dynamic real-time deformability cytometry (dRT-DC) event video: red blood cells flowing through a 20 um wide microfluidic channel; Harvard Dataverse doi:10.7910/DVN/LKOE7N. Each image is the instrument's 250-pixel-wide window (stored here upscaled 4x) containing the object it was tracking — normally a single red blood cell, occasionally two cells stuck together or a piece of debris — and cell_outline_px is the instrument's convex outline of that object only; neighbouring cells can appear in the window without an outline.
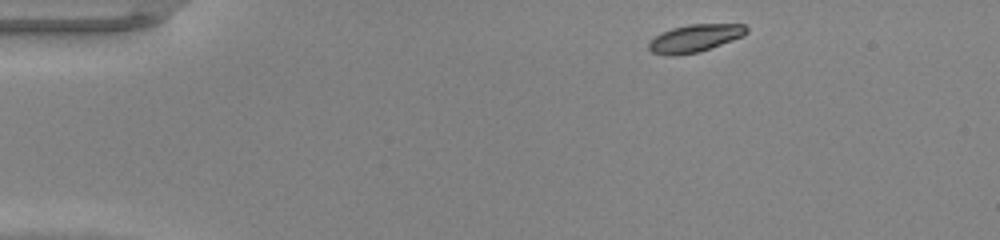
{"species": "common noctule bat (a hibernating species)", "species_latin": "Nyctalus noctula", "temperature_condition": "warm", "stored_images_in_passage": 42, "camera_frame_rate_fps": 3000, "um_per_image_px": 0.085, "animal": {"sex": "male", "body_mass_g": 20.0, "forearm_length_mm": 53.3}, "frame": {"image": 1, "passage_image": 1, "time_ms": 0.0, "image_size_px": [1000, 240], "cell_outline_px": [[748, 32], [744, 36], [696, 52], [672, 56], [652, 52], [648, 48], [648, 44], [656, 36], [672, 28], [688, 24], [744, 24], [748, 28]], "centroid_in_image_um": [59.09, 3.23], "position_along_channel_um": 25.9, "area_um2": 15.37}}
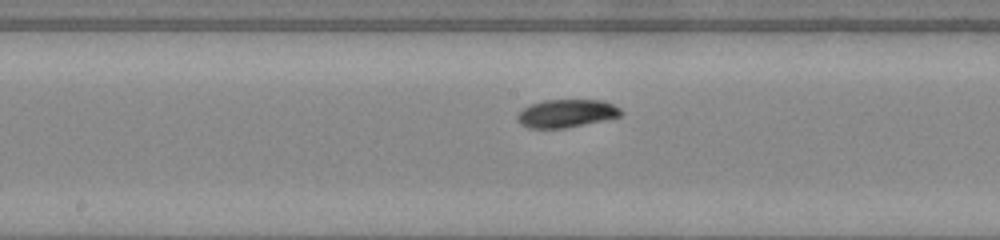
{"frame": {"image": 2, "passage_image": 19, "time_ms": 6.0, "image_size_px": [1000, 240], "cell_outline_px": [[624, 112], [620, 116], [604, 120], [564, 128], [528, 128], [520, 124], [516, 120], [516, 116], [524, 108], [532, 104], [544, 100], [604, 100], [620, 108]], "centroid_in_image_um": [48.15, 9.64], "position_along_channel_um": 200.1, "area_um2": 16.88}}
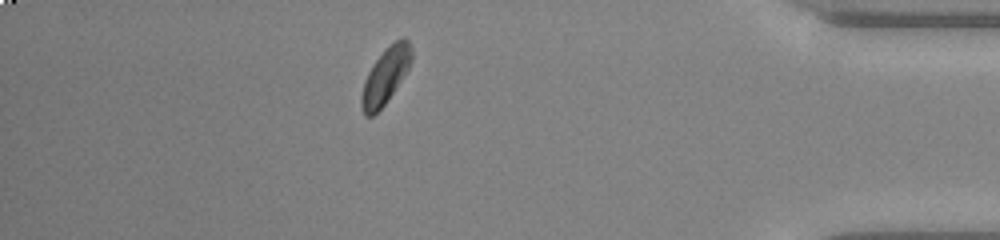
{"frame": {"image": 3, "passage_image": 36, "time_ms": 11.667, "image_size_px": [1000, 240], "cell_outline_px": [[412, 60], [408, 68], [384, 104], [372, 116], [364, 116], [360, 104], [360, 96], [364, 80], [372, 64], [400, 36], [404, 36], [408, 40], [412, 48]], "centroid_in_image_um": [32.74, 6.44], "position_along_channel_um": 402.5, "area_um2": 15.95}, "authors_computed_cell_mechanics": {"area_um2": 16.5886, "velocity_mm_per_s": 4.2463, "shape_relaxation_time_tau1_ms": 2.628, "shape_relaxation_time_tau2_ms": 8.6735, "deformation_change_tau1": 0.1042, "deformation_change_tau2": 0.1043}}